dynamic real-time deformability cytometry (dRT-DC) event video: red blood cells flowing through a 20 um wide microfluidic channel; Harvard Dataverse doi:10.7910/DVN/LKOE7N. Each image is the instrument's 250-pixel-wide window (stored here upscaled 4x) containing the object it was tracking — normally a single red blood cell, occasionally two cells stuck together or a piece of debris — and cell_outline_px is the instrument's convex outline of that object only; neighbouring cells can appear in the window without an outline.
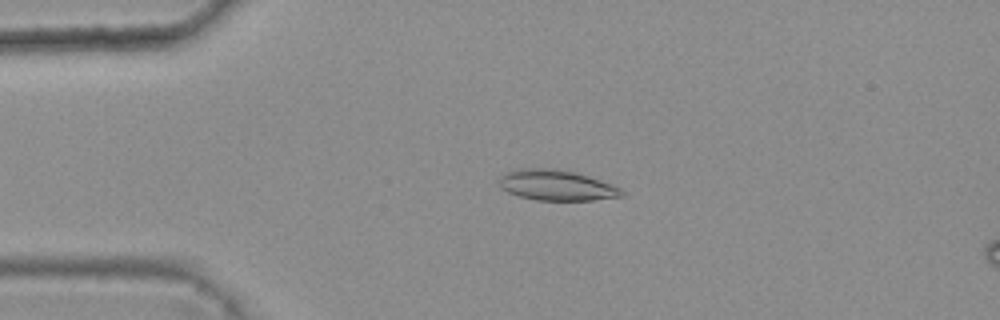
{"species": "common noctule bat (a hibernating species)", "species_latin": "Nyctalus noctula", "temperature_condition": "warm", "stored_images_in_passage": 44, "camera_frame_rate_fps": 3000, "um_per_image_px": 0.085, "animal": {"sex": "female", "body_mass_g": 25.1}, "frame": {"image": 1, "passage_image": 11, "time_ms": 3.333, "image_size_px": [1000, 320], "cell_outline_px": [[624, 196], [592, 200], [536, 200], [520, 196], [508, 192], [500, 188], [496, 180], [500, 176], [516, 168], [552, 168], [576, 172], [612, 184], [620, 188], [624, 192]], "centroid_in_image_um": [47.27, 15.74], "position_along_channel_um": 37.7, "area_um2": 21.96}}
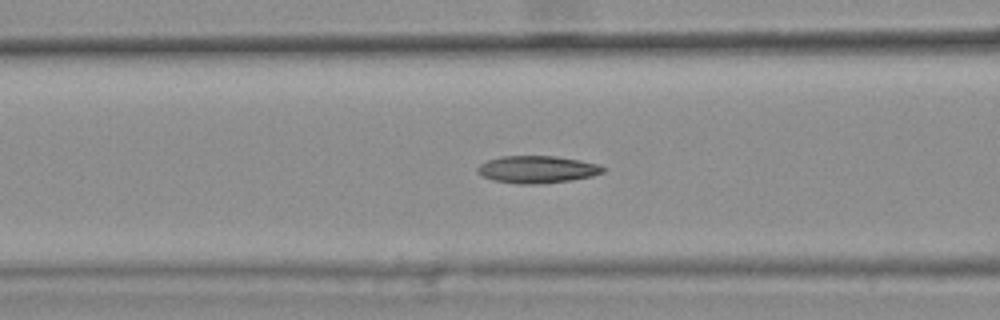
{"frame": {"image": 2, "passage_image": 20, "time_ms": 6.333, "image_size_px": [1000, 320], "cell_outline_px": [[604, 172], [592, 176], [572, 180], [544, 184], [516, 184], [492, 180], [476, 172], [476, 168], [480, 164], [488, 160], [504, 156], [556, 156], [580, 160], [596, 164], [604, 168]], "centroid_in_image_um": [45.64, 14.41], "position_along_channel_um": 121.0, "area_um2": 20.0}}
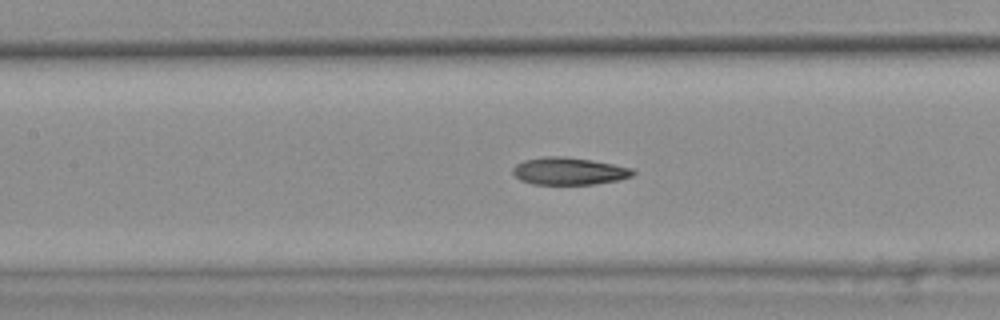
{"frame": {"image": 3, "passage_image": 23, "time_ms": 7.333, "image_size_px": [1000, 320], "cell_outline_px": [[636, 172], [632, 176], [620, 180], [596, 184], [532, 184], [520, 180], [512, 172], [512, 168], [516, 164], [524, 160], [544, 156], [564, 156], [592, 160], [632, 168]], "centroid_in_image_um": [48.36, 14.54], "position_along_channel_um": 159.0, "area_um2": 19.25}, "authors_computed_cell_mechanics": {"area_um2": 19.7965, "velocity_mm_per_s": 3.8075, "shape_relaxation_time_tau1_ms": null, "shape_relaxation_time_tau2_ms": 4.7777, "deformation_change_tau1": null, "deformation_change_tau2": 0.1247}}